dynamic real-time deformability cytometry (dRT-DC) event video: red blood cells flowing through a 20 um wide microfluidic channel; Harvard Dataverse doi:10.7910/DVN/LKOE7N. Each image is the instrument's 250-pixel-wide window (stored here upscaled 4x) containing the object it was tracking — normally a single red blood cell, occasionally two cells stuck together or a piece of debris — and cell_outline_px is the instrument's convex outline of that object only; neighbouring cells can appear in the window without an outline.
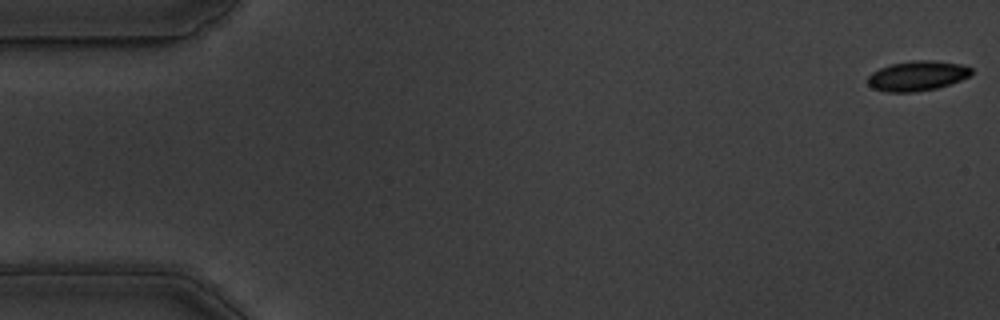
{"species": "common noctule bat (a hibernating species)", "species_latin": "Nyctalus noctula", "temperature_condition": "warm", "stored_images_in_passage": 10, "camera_frame_rate_fps": 3000, "um_per_image_px": 0.085, "animal": {"sex": "male", "body_mass_g": 19.5, "forearm_length_mm": 54.6}, "frame": {"image": 1, "passage_image": 1, "time_ms": 0.0, "image_size_px": [1000, 320], "cell_outline_px": [[972, 72], [968, 76], [960, 80], [936, 88], [916, 92], [884, 92], [872, 88], [868, 84], [868, 76], [872, 72], [880, 68], [892, 64], [912, 60], [932, 60], [960, 64], [972, 68]], "centroid_in_image_um": [77.93, 6.45], "position_along_channel_um": 7.1, "area_um2": 17.98}}